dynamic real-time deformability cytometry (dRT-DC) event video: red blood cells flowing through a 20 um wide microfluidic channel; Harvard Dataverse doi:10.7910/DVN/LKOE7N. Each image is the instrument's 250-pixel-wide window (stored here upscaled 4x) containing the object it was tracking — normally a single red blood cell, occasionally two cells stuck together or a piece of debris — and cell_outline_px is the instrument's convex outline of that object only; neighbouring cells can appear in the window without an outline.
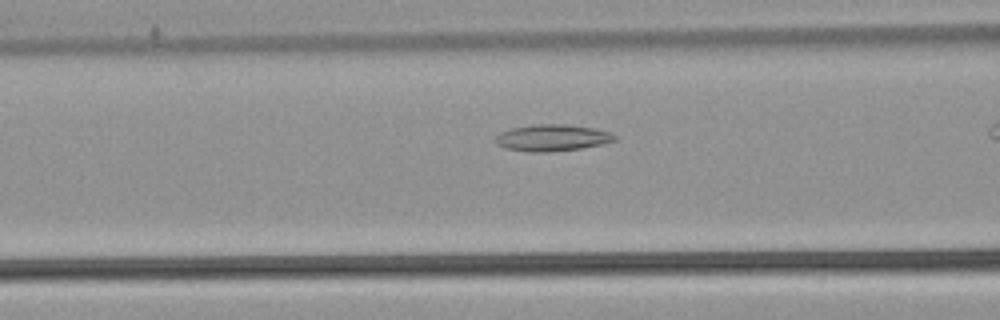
{"species": "common noctule bat (a hibernating species)", "species_latin": "Nyctalus noctula", "temperature_condition": "warm", "stored_images_in_passage": 37, "camera_frame_rate_fps": 3000, "um_per_image_px": 0.085, "animal": {"sex": "male", "body_mass_g": 21.5, "forearm_length_mm": 52.0}, "frame": {"image": 1, "passage_image": 17, "time_ms": 5.333, "image_size_px": [1000, 320], "cell_outline_px": [[616, 140], [604, 144], [580, 148], [548, 152], [528, 152], [504, 148], [496, 144], [492, 140], [500, 132], [508, 128], [532, 124], [564, 124], [596, 128], [612, 132], [616, 136]], "centroid_in_image_um": [46.9, 11.7], "position_along_channel_um": 119.7, "area_um2": 18.9}}
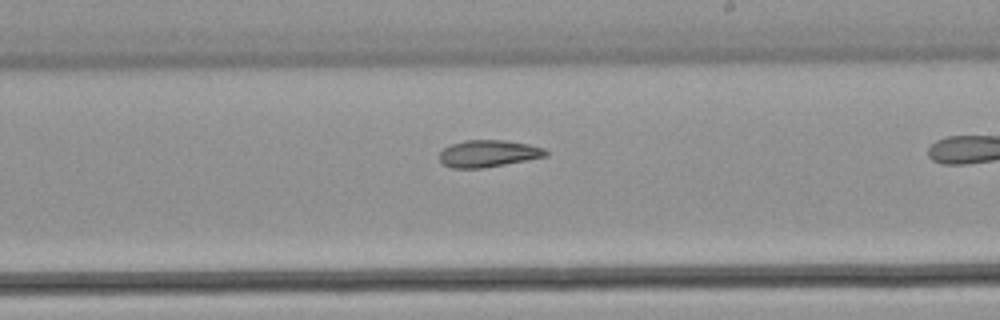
{"frame": {"image": 2, "passage_image": 27, "time_ms": 8.667, "image_size_px": [1000, 320], "cell_outline_px": [[548, 156], [484, 168], [452, 168], [444, 164], [440, 160], [440, 152], [444, 148], [452, 144], [464, 140], [504, 140], [528, 144], [544, 148], [548, 152]], "centroid_in_image_um": [41.52, 13.05], "position_along_channel_um": 247.5, "area_um2": 16.65}}
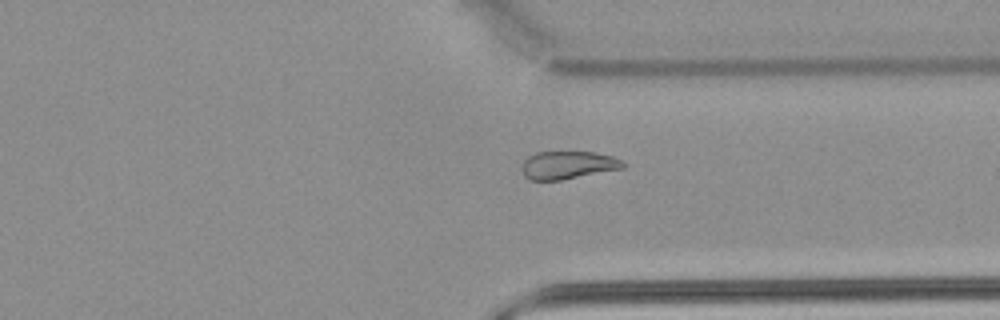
{"frame": {"image": 3, "passage_image": 36, "time_ms": 11.667, "image_size_px": [1000, 320], "cell_outline_px": [[624, 168], [560, 180], [528, 180], [524, 176], [520, 168], [524, 160], [528, 156], [536, 152], [596, 152], [612, 156], [620, 160], [624, 164]], "centroid_in_image_um": [48.22, 14.03], "position_along_channel_um": 363.2, "area_um2": 16.47}}